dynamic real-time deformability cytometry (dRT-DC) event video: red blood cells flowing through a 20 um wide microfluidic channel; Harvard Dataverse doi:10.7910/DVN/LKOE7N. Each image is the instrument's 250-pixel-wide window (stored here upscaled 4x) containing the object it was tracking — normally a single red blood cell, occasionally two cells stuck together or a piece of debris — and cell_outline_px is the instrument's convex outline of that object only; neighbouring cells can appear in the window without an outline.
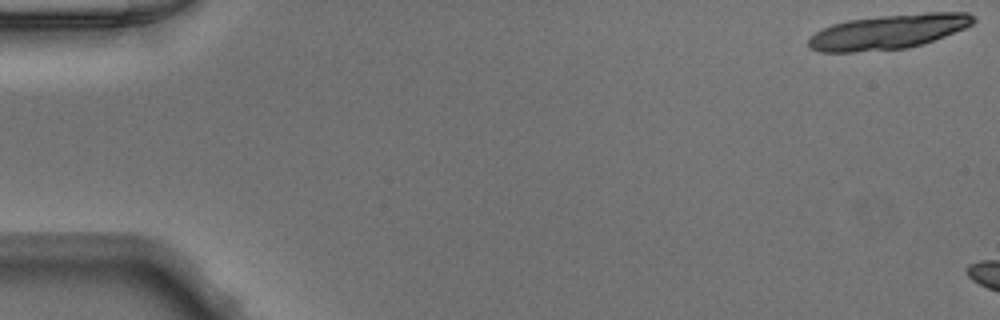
{"species": "Egyptian fruit bat (a non-hibernating species)", "species_latin": "Rousettus aegyptiacus", "temperature_condition": "warm", "stored_images_in_passage": 5, "camera_frame_rate_fps": 3000, "um_per_image_px": 0.085, "animal": {"sex": "male"}, "frame": {"image": 1, "passage_image": 1, "time_ms": 0.0, "image_size_px": [1000, 320], "cell_outline_px": [[976, 20], [972, 24], [964, 28], [924, 44], [908, 48], [856, 52], [820, 52], [808, 48], [808, 40], [816, 32], [832, 24], [848, 20], [884, 16], [924, 12], [968, 12], [976, 16]], "centroid_in_image_um": [75.53, 2.7], "position_along_channel_um": 9.5, "area_um2": 33.29}}